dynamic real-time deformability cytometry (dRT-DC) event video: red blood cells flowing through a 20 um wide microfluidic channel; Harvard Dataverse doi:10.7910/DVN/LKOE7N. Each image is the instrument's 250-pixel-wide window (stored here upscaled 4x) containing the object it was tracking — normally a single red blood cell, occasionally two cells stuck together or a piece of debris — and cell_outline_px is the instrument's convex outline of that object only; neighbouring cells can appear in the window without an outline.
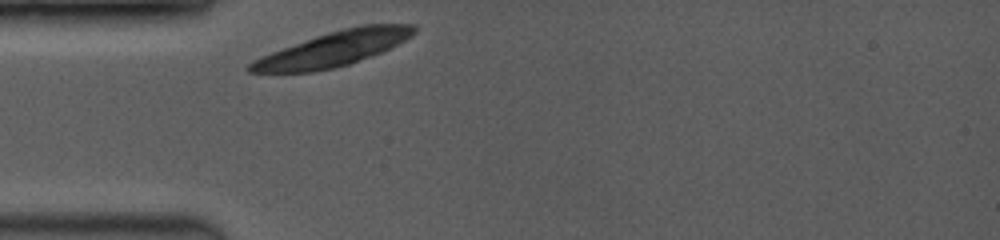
{"species": "common noctule bat (a hibernating species)", "species_latin": "Nyctalus noctula", "temperature_condition": "room temperature", "stored_images_in_passage": 1, "camera_frame_rate_fps": 3500, "um_per_image_px": 0.085, "animal": {"sex": "female", "body_mass_g": 19.0, "forearm_length_mm": 53.3}, "frame": {"image": 1, "passage_image": 1, "time_ms": 0.0, "image_size_px": [1000, 240], "cell_outline_px": [[416, 32], [404, 40], [380, 52], [348, 64], [332, 68], [312, 72], [248, 72], [244, 68], [252, 60], [272, 52], [316, 36], [328, 32], [344, 28], [364, 24], [416, 24]], "centroid_in_image_um": [28.31, 4.15], "position_along_channel_um": 56.7, "area_um2": 32.6}}